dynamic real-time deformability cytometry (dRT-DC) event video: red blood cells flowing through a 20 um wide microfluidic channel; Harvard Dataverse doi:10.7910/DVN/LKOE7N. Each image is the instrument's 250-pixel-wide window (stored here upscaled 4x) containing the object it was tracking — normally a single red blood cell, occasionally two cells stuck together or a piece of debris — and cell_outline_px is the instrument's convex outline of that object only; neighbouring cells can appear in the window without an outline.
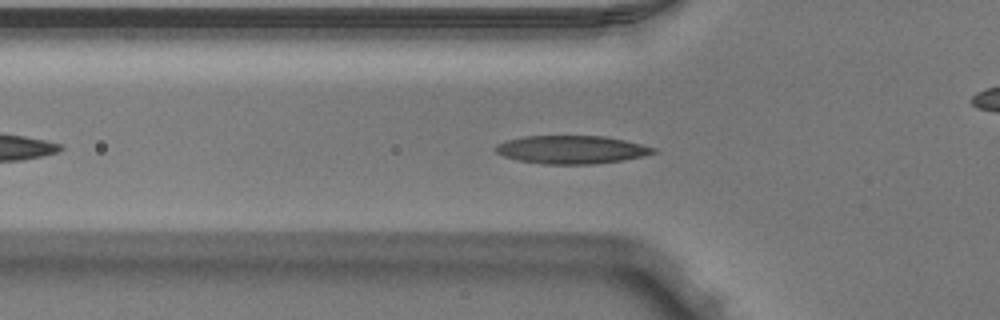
{"species": "Egyptian fruit bat (a non-hibernating species)", "species_latin": "Rousettus aegyptiacus", "temperature_condition": "warm", "stored_images_in_passage": 36, "camera_frame_rate_fps": 3000, "um_per_image_px": 0.085, "animal": {"sex": "male"}, "frame": {"image": 1, "passage_image": 5, "time_ms": 1.333, "image_size_px": [1000, 320], "cell_outline_px": [[660, 152], [644, 156], [624, 160], [592, 164], [544, 164], [520, 160], [504, 156], [496, 152], [496, 144], [508, 140], [524, 136], [604, 136], [624, 140], [656, 148]], "centroid_in_image_um": [48.63, 12.72], "position_along_channel_um": 77.2, "area_um2": 25.78}}
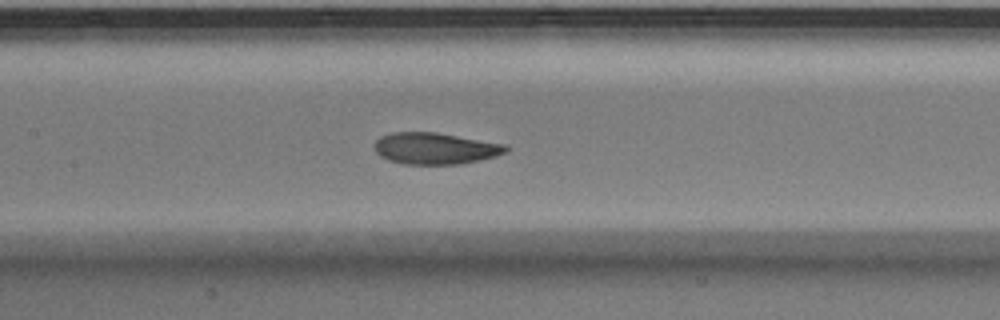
{"frame": {"image": 2, "passage_image": 12, "time_ms": 3.667, "image_size_px": [1000, 320], "cell_outline_px": [[508, 152], [496, 156], [480, 160], [460, 164], [400, 164], [388, 160], [380, 156], [372, 148], [372, 144], [380, 136], [392, 132], [436, 132], [508, 144]], "centroid_in_image_um": [36.98, 12.61], "position_along_channel_um": 170.4, "area_um2": 24.62}}
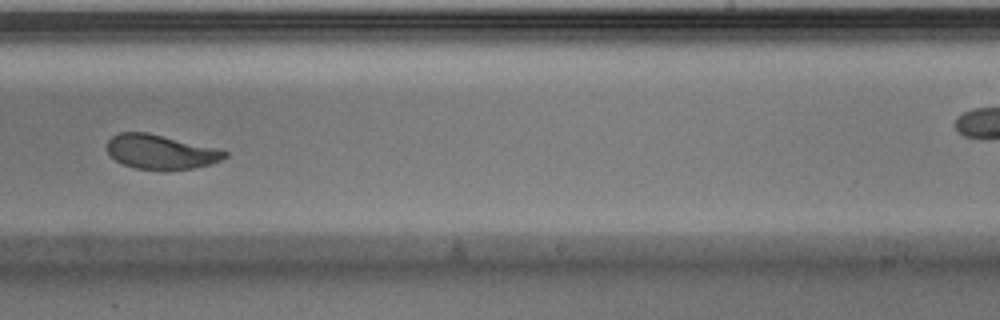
{"frame": {"image": 3, "passage_image": 20, "time_ms": 6.333, "image_size_px": [1000, 320], "cell_outline_px": [[228, 156], [212, 164], [196, 168], [136, 168], [124, 164], [116, 160], [108, 152], [108, 140], [112, 136], [120, 132], [148, 132], [216, 148], [228, 152]], "centroid_in_image_um": [13.68, 12.88], "position_along_channel_um": 275.3, "area_um2": 23.06}, "authors_computed_cell_mechanics": {"area_um2": 24.5939, "velocity_mm_per_s": 3.944, "shape_relaxation_time_tau1_ms": 4.2027, "shape_relaxation_time_tau2_ms": 1.3449, "deformation_change_tau1": 0.1695, "deformation_change_tau2": 0.0663}}